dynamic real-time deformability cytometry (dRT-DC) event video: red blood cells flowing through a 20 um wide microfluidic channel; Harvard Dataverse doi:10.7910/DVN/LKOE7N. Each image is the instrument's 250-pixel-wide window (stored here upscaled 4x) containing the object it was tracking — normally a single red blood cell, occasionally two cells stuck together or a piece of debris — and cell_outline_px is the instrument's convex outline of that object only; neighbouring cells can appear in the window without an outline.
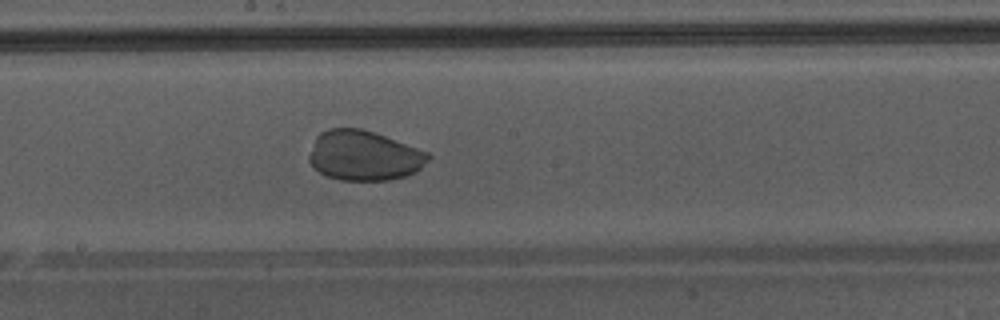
{"species": "Egyptian fruit bat (a non-hibernating species)", "species_latin": "Rousettus aegyptiacus", "temperature_condition": "warm", "stored_images_in_passage": 50, "camera_frame_rate_fps": 3000, "um_per_image_px": 0.085, "animal": {"sex": "male"}, "frame": {"image": 1, "passage_image": 29, "time_ms": 9.333, "image_size_px": [1000, 320], "cell_outline_px": [[432, 156], [416, 172], [408, 176], [388, 180], [340, 180], [328, 176], [320, 172], [308, 160], [308, 156], [316, 136], [320, 132], [328, 128], [360, 128], [384, 136], [428, 152]], "centroid_in_image_um": [30.93, 13.23], "position_along_channel_um": 217.3, "area_um2": 34.51}}